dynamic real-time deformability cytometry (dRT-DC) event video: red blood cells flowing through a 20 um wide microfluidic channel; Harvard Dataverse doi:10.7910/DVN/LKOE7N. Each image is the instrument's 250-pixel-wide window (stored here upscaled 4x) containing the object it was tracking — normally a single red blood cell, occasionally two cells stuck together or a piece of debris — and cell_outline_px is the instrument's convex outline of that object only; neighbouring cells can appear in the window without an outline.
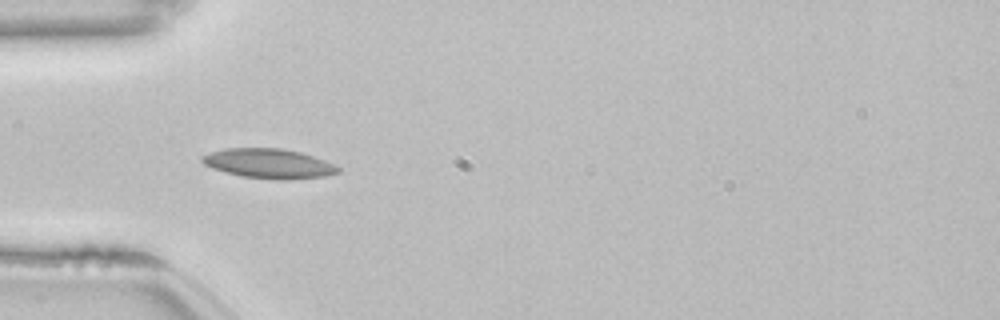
{"species": "common noctule bat (a hibernating species)", "species_latin": "Nyctalus noctula", "temperature_condition": "room temperature", "stored_images_in_passage": 53, "camera_frame_rate_fps": 3000, "um_per_image_px": 0.085, "animal": {"sex": "female", "body_mass_g": 22.7, "forearm_length_mm": 54.2}, "frame": {"image": 1, "passage_image": 16, "time_ms": 5.0, "image_size_px": [1000, 320], "cell_outline_px": [[340, 172], [324, 176], [284, 180], [276, 180], [244, 176], [212, 168], [204, 164], [200, 160], [200, 156], [212, 152], [228, 148], [280, 148], [300, 152], [336, 164], [340, 168]], "centroid_in_image_um": [22.87, 13.9], "position_along_channel_um": 62.1, "area_um2": 23.29}, "authors_computed_cell_mechanics": {"area_um2": 21.2126, "velocity_mm_per_s": 3.8164, "shape_relaxation_time_tau1_ms": null, "shape_relaxation_time_tau2_ms": 6.8712, "deformation_change_tau1": null, "deformation_change_tau2": 0.1283}}